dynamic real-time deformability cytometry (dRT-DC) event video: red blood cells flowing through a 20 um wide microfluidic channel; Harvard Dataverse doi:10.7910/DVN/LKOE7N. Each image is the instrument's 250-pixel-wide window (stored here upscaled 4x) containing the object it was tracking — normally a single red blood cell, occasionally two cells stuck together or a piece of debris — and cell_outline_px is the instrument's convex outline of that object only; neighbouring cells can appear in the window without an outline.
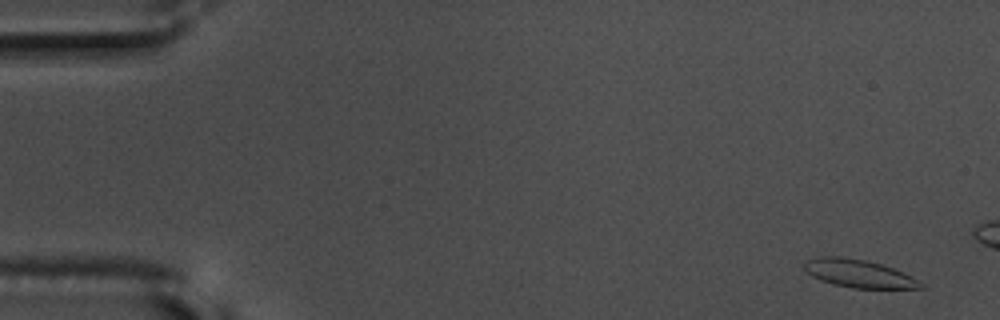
{"species": "common noctule bat (a hibernating species)", "species_latin": "Nyctalus noctula", "temperature_condition": "warm", "stored_images_in_passage": 14, "camera_frame_rate_fps": 3000, "um_per_image_px": 0.085, "animal": {"sex": "male", "body_mass_g": 17.5, "forearm_length_mm": 52.3}, "frame": {"image": 1, "passage_image": 3, "time_ms": 0.667, "image_size_px": [1000, 320], "cell_outline_px": [[924, 288], [852, 288], [832, 284], [820, 280], [812, 276], [804, 268], [804, 260], [820, 256], [840, 256], [864, 260], [880, 264], [892, 268], [924, 284]], "centroid_in_image_um": [72.91, 23.25], "position_along_channel_um": 12.1, "area_um2": 18.67}}